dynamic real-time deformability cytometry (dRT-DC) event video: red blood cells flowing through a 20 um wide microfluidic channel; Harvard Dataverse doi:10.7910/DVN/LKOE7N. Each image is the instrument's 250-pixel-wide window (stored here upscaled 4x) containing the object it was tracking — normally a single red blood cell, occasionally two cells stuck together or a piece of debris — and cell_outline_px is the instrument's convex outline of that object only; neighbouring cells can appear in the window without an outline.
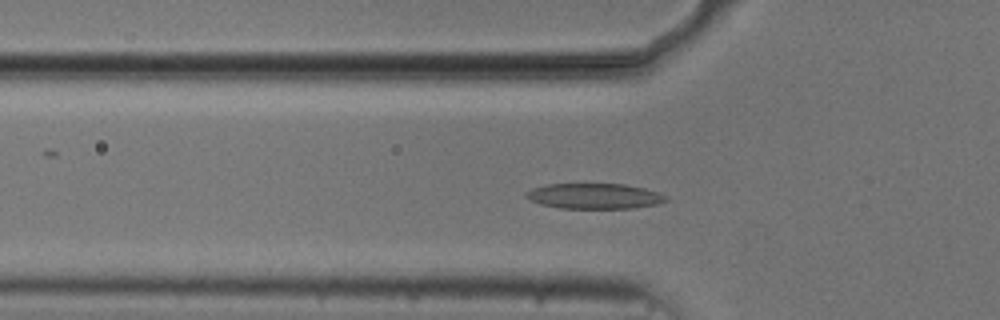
{"species": "common noctule bat (a hibernating species)", "species_latin": "Nyctalus noctula", "temperature_condition": "cold", "stored_images_in_passage": 48, "camera_frame_rate_fps": 3000, "um_per_image_px": 0.085, "animal": {"sex": "male", "body_mass_g": 20.5, "forearm_length_mm": 52.5}, "frame": {"image": 1, "passage_image": 11, "time_ms": 3.333, "image_size_px": [1000, 320], "cell_outline_px": [[668, 200], [660, 204], [632, 208], [560, 208], [540, 204], [524, 196], [524, 192], [532, 188], [548, 184], [624, 184], [644, 188], [668, 196]], "centroid_in_image_um": [50.53, 16.67], "position_along_channel_um": 75.3, "area_um2": 20.75}}
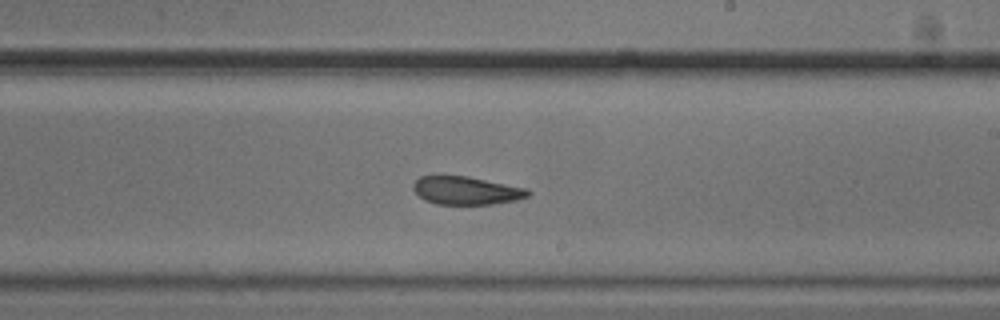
{"frame": {"image": 2, "passage_image": 25, "time_ms": 8.0, "image_size_px": [1000, 320], "cell_outline_px": [[532, 192], [528, 196], [516, 200], [492, 204], [436, 204], [424, 200], [412, 188], [412, 184], [420, 176], [468, 176], [528, 188]], "centroid_in_image_um": [39.65, 16.19], "position_along_channel_um": 249.3, "area_um2": 18.84}}
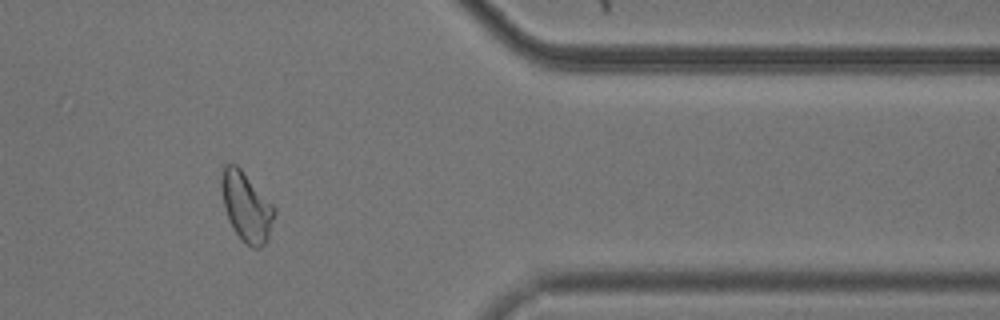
{"frame": {"image": 3, "passage_image": 38, "time_ms": 12.333, "image_size_px": [1000, 320], "cell_outline_px": [[276, 212], [268, 240], [260, 248], [252, 248], [236, 232], [228, 220], [224, 208], [220, 188], [220, 176], [224, 164], [236, 164], [240, 168], [276, 208]], "centroid_in_image_um": [20.93, 17.55], "position_along_channel_um": 390.5, "area_um2": 21.39}, "authors_computed_cell_mechanics": {"area_um2": 20.4612, "velocity_mm_per_s": 3.7204, "shape_relaxation_time_tau1_ms": null, "shape_relaxation_time_tau2_ms": 3.1636, "deformation_change_tau1": null, "deformation_change_tau2": 0.1133}}